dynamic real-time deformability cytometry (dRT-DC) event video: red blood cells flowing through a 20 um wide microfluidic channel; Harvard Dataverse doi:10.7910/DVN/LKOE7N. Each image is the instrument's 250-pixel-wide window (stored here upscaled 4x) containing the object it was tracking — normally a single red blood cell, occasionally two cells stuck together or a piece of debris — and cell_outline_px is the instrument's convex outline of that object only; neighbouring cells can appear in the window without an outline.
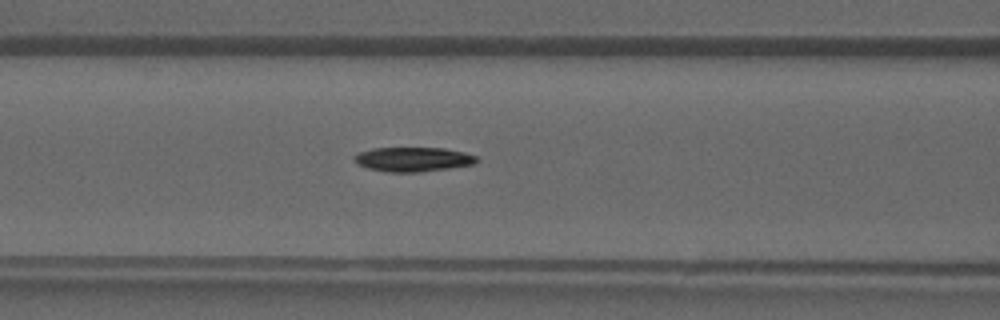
{"species": "common noctule bat (a hibernating species)", "species_latin": "Nyctalus noctula", "temperature_condition": "warm", "stored_images_in_passage": 30, "camera_frame_rate_fps": 3000, "um_per_image_px": 0.085, "animal": {"sex": "male", "forearm_length_mm": 52.5}, "frame": {"image": 1, "passage_image": 7, "time_ms": 2.0, "image_size_px": [1000, 320], "cell_outline_px": [[480, 160], [476, 164], [420, 172], [388, 172], [368, 168], [356, 164], [352, 160], [352, 156], [360, 152], [372, 148], [444, 148], [464, 152], [476, 156]], "centroid_in_image_um": [35.09, 13.54], "position_along_channel_um": 131.5, "area_um2": 17.57}}
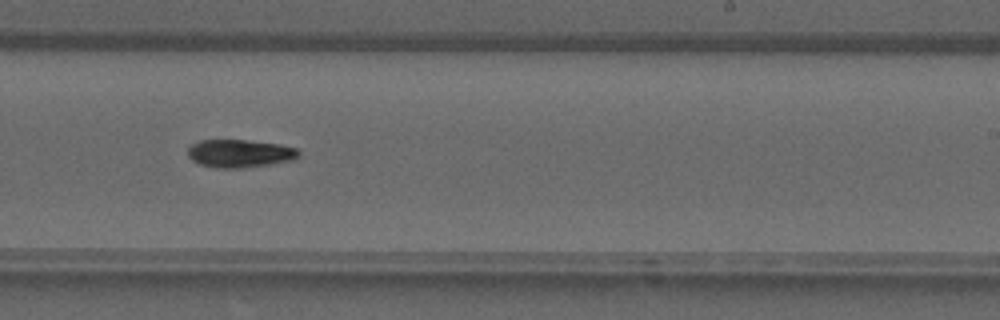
{"frame": {"image": 2, "passage_image": 15, "time_ms": 4.667, "image_size_px": [1000, 320], "cell_outline_px": [[300, 156], [292, 160], [272, 164], [240, 168], [216, 168], [200, 164], [192, 160], [188, 156], [188, 148], [192, 144], [200, 140], [244, 140], [280, 144], [296, 148], [300, 152]], "centroid_in_image_um": [20.39, 13.04], "position_along_channel_um": 268.6, "area_um2": 18.09}}
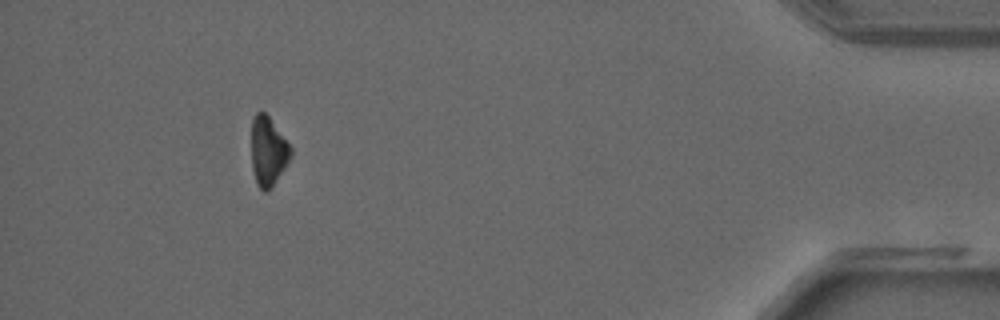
{"frame": {"image": 3, "passage_image": 27, "time_ms": 8.667, "image_size_px": [1000, 320], "cell_outline_px": [[292, 156], [268, 192], [264, 192], [256, 184], [252, 168], [252, 120], [256, 112], [264, 112], [268, 116], [292, 148]], "centroid_in_image_um": [22.78, 12.88], "position_along_channel_um": 412.4, "area_um2": 15.66}}